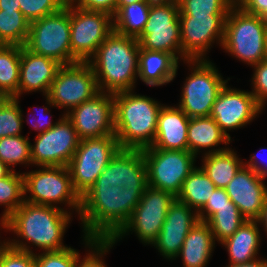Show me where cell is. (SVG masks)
Returning a JSON list of instances; mask_svg holds the SVG:
<instances>
[{"label": "cell", "instance_id": "obj_1", "mask_svg": "<svg viewBox=\"0 0 267 267\" xmlns=\"http://www.w3.org/2000/svg\"><path fill=\"white\" fill-rule=\"evenodd\" d=\"M143 193L116 184L95 183L81 197L83 235L111 240L127 223Z\"/></svg>", "mask_w": 267, "mask_h": 267}, {"label": "cell", "instance_id": "obj_2", "mask_svg": "<svg viewBox=\"0 0 267 267\" xmlns=\"http://www.w3.org/2000/svg\"><path fill=\"white\" fill-rule=\"evenodd\" d=\"M66 208L32 204L24 201L6 220L3 229L12 231L17 239L5 241L15 249L34 253L31 244L42 252L60 251L68 248L63 244L66 228L72 212ZM21 238L22 240H20ZM26 242H24V241Z\"/></svg>", "mask_w": 267, "mask_h": 267}, {"label": "cell", "instance_id": "obj_3", "mask_svg": "<svg viewBox=\"0 0 267 267\" xmlns=\"http://www.w3.org/2000/svg\"><path fill=\"white\" fill-rule=\"evenodd\" d=\"M139 52L135 37L113 30L87 61L94 71L99 92L115 94L134 90Z\"/></svg>", "mask_w": 267, "mask_h": 267}, {"label": "cell", "instance_id": "obj_4", "mask_svg": "<svg viewBox=\"0 0 267 267\" xmlns=\"http://www.w3.org/2000/svg\"><path fill=\"white\" fill-rule=\"evenodd\" d=\"M162 106L155 99L133 90L114 94L115 135L121 149L152 146Z\"/></svg>", "mask_w": 267, "mask_h": 267}, {"label": "cell", "instance_id": "obj_5", "mask_svg": "<svg viewBox=\"0 0 267 267\" xmlns=\"http://www.w3.org/2000/svg\"><path fill=\"white\" fill-rule=\"evenodd\" d=\"M267 21L246 13L235 4L229 11L221 47L229 54L253 66L266 60Z\"/></svg>", "mask_w": 267, "mask_h": 267}, {"label": "cell", "instance_id": "obj_6", "mask_svg": "<svg viewBox=\"0 0 267 267\" xmlns=\"http://www.w3.org/2000/svg\"><path fill=\"white\" fill-rule=\"evenodd\" d=\"M70 3L58 12L30 23L24 47L30 52L51 58L61 65L80 62L70 45Z\"/></svg>", "mask_w": 267, "mask_h": 267}, {"label": "cell", "instance_id": "obj_7", "mask_svg": "<svg viewBox=\"0 0 267 267\" xmlns=\"http://www.w3.org/2000/svg\"><path fill=\"white\" fill-rule=\"evenodd\" d=\"M23 176L24 201L56 207L63 203L69 207L67 209H75L79 216L81 197L74 190L68 167L39 166L38 170L24 172Z\"/></svg>", "mask_w": 267, "mask_h": 267}, {"label": "cell", "instance_id": "obj_8", "mask_svg": "<svg viewBox=\"0 0 267 267\" xmlns=\"http://www.w3.org/2000/svg\"><path fill=\"white\" fill-rule=\"evenodd\" d=\"M186 63L192 69L182 87L178 107L189 118L210 116L215 100L230 78L223 79L208 59L187 60Z\"/></svg>", "mask_w": 267, "mask_h": 267}, {"label": "cell", "instance_id": "obj_9", "mask_svg": "<svg viewBox=\"0 0 267 267\" xmlns=\"http://www.w3.org/2000/svg\"><path fill=\"white\" fill-rule=\"evenodd\" d=\"M115 134L101 138H84L79 142L69 165L74 190L82 197L120 150Z\"/></svg>", "mask_w": 267, "mask_h": 267}, {"label": "cell", "instance_id": "obj_10", "mask_svg": "<svg viewBox=\"0 0 267 267\" xmlns=\"http://www.w3.org/2000/svg\"><path fill=\"white\" fill-rule=\"evenodd\" d=\"M179 14L178 1L154 0L145 27L136 38L140 49L170 53L182 60Z\"/></svg>", "mask_w": 267, "mask_h": 267}, {"label": "cell", "instance_id": "obj_11", "mask_svg": "<svg viewBox=\"0 0 267 267\" xmlns=\"http://www.w3.org/2000/svg\"><path fill=\"white\" fill-rule=\"evenodd\" d=\"M99 93L96 77L88 62L62 65L45 96L49 107L65 108L67 114Z\"/></svg>", "mask_w": 267, "mask_h": 267}, {"label": "cell", "instance_id": "obj_12", "mask_svg": "<svg viewBox=\"0 0 267 267\" xmlns=\"http://www.w3.org/2000/svg\"><path fill=\"white\" fill-rule=\"evenodd\" d=\"M148 186L179 194L184 180L194 170L196 156L188 150L142 149Z\"/></svg>", "mask_w": 267, "mask_h": 267}, {"label": "cell", "instance_id": "obj_13", "mask_svg": "<svg viewBox=\"0 0 267 267\" xmlns=\"http://www.w3.org/2000/svg\"><path fill=\"white\" fill-rule=\"evenodd\" d=\"M175 199L176 197L169 192L148 186L127 223L110 241L115 244L132 231L143 244L152 245Z\"/></svg>", "mask_w": 267, "mask_h": 267}, {"label": "cell", "instance_id": "obj_14", "mask_svg": "<svg viewBox=\"0 0 267 267\" xmlns=\"http://www.w3.org/2000/svg\"><path fill=\"white\" fill-rule=\"evenodd\" d=\"M112 31L113 16L109 13L70 4L71 53L80 62H87Z\"/></svg>", "mask_w": 267, "mask_h": 267}, {"label": "cell", "instance_id": "obj_15", "mask_svg": "<svg viewBox=\"0 0 267 267\" xmlns=\"http://www.w3.org/2000/svg\"><path fill=\"white\" fill-rule=\"evenodd\" d=\"M30 145L32 166L67 167L79 146L80 138L71 121L62 115L57 124L35 137Z\"/></svg>", "mask_w": 267, "mask_h": 267}, {"label": "cell", "instance_id": "obj_16", "mask_svg": "<svg viewBox=\"0 0 267 267\" xmlns=\"http://www.w3.org/2000/svg\"><path fill=\"white\" fill-rule=\"evenodd\" d=\"M227 16L179 17L182 60H207L212 44L222 45Z\"/></svg>", "mask_w": 267, "mask_h": 267}, {"label": "cell", "instance_id": "obj_17", "mask_svg": "<svg viewBox=\"0 0 267 267\" xmlns=\"http://www.w3.org/2000/svg\"><path fill=\"white\" fill-rule=\"evenodd\" d=\"M65 115L73 124L80 139L101 138L115 134L114 94L99 92Z\"/></svg>", "mask_w": 267, "mask_h": 267}, {"label": "cell", "instance_id": "obj_18", "mask_svg": "<svg viewBox=\"0 0 267 267\" xmlns=\"http://www.w3.org/2000/svg\"><path fill=\"white\" fill-rule=\"evenodd\" d=\"M262 110L250 91L233 89L226 84L215 100L210 116L231 140L227 131L250 124Z\"/></svg>", "mask_w": 267, "mask_h": 267}, {"label": "cell", "instance_id": "obj_19", "mask_svg": "<svg viewBox=\"0 0 267 267\" xmlns=\"http://www.w3.org/2000/svg\"><path fill=\"white\" fill-rule=\"evenodd\" d=\"M95 183L116 184L130 191H145L148 176L142 149H120Z\"/></svg>", "mask_w": 267, "mask_h": 267}, {"label": "cell", "instance_id": "obj_20", "mask_svg": "<svg viewBox=\"0 0 267 267\" xmlns=\"http://www.w3.org/2000/svg\"><path fill=\"white\" fill-rule=\"evenodd\" d=\"M198 221L200 220L195 210L175 199L168 209L162 229L152 246L165 259H176L186 236Z\"/></svg>", "mask_w": 267, "mask_h": 267}, {"label": "cell", "instance_id": "obj_21", "mask_svg": "<svg viewBox=\"0 0 267 267\" xmlns=\"http://www.w3.org/2000/svg\"><path fill=\"white\" fill-rule=\"evenodd\" d=\"M251 168L243 166L224 188L246 220H258L267 198V186Z\"/></svg>", "mask_w": 267, "mask_h": 267}, {"label": "cell", "instance_id": "obj_22", "mask_svg": "<svg viewBox=\"0 0 267 267\" xmlns=\"http://www.w3.org/2000/svg\"><path fill=\"white\" fill-rule=\"evenodd\" d=\"M61 66L59 62L36 55L21 46L20 80L18 92L13 98H19L23 93L36 91L43 92L46 96Z\"/></svg>", "mask_w": 267, "mask_h": 267}, {"label": "cell", "instance_id": "obj_23", "mask_svg": "<svg viewBox=\"0 0 267 267\" xmlns=\"http://www.w3.org/2000/svg\"><path fill=\"white\" fill-rule=\"evenodd\" d=\"M190 118L178 106L163 105L158 114L154 149L188 150L187 130Z\"/></svg>", "mask_w": 267, "mask_h": 267}, {"label": "cell", "instance_id": "obj_24", "mask_svg": "<svg viewBox=\"0 0 267 267\" xmlns=\"http://www.w3.org/2000/svg\"><path fill=\"white\" fill-rule=\"evenodd\" d=\"M179 61L170 53L140 49L138 77L148 86H163L174 80Z\"/></svg>", "mask_w": 267, "mask_h": 267}, {"label": "cell", "instance_id": "obj_25", "mask_svg": "<svg viewBox=\"0 0 267 267\" xmlns=\"http://www.w3.org/2000/svg\"><path fill=\"white\" fill-rule=\"evenodd\" d=\"M187 138L188 151L196 157L201 152L200 150L209 149L204 154L227 150L229 147L217 148V146L221 143L229 145L231 141L211 116L190 118Z\"/></svg>", "mask_w": 267, "mask_h": 267}, {"label": "cell", "instance_id": "obj_26", "mask_svg": "<svg viewBox=\"0 0 267 267\" xmlns=\"http://www.w3.org/2000/svg\"><path fill=\"white\" fill-rule=\"evenodd\" d=\"M215 240L207 222L198 221L186 236L177 257L184 267H206L212 256Z\"/></svg>", "mask_w": 267, "mask_h": 267}, {"label": "cell", "instance_id": "obj_27", "mask_svg": "<svg viewBox=\"0 0 267 267\" xmlns=\"http://www.w3.org/2000/svg\"><path fill=\"white\" fill-rule=\"evenodd\" d=\"M259 223L246 220L240 228L220 244L227 249L229 264H242L256 259L261 242Z\"/></svg>", "mask_w": 267, "mask_h": 267}, {"label": "cell", "instance_id": "obj_28", "mask_svg": "<svg viewBox=\"0 0 267 267\" xmlns=\"http://www.w3.org/2000/svg\"><path fill=\"white\" fill-rule=\"evenodd\" d=\"M203 155V163L200 167L208 175L216 188L224 189L235 174L244 166V161L240 160L237 153L231 148Z\"/></svg>", "mask_w": 267, "mask_h": 267}, {"label": "cell", "instance_id": "obj_29", "mask_svg": "<svg viewBox=\"0 0 267 267\" xmlns=\"http://www.w3.org/2000/svg\"><path fill=\"white\" fill-rule=\"evenodd\" d=\"M216 186L201 167H195L184 180L176 199L187 204L197 213L212 196Z\"/></svg>", "mask_w": 267, "mask_h": 267}, {"label": "cell", "instance_id": "obj_30", "mask_svg": "<svg viewBox=\"0 0 267 267\" xmlns=\"http://www.w3.org/2000/svg\"><path fill=\"white\" fill-rule=\"evenodd\" d=\"M152 2L140 1L122 6L113 16V30L119 34L137 38L148 20Z\"/></svg>", "mask_w": 267, "mask_h": 267}, {"label": "cell", "instance_id": "obj_31", "mask_svg": "<svg viewBox=\"0 0 267 267\" xmlns=\"http://www.w3.org/2000/svg\"><path fill=\"white\" fill-rule=\"evenodd\" d=\"M21 46L0 45V89L9 97L18 92Z\"/></svg>", "mask_w": 267, "mask_h": 267}, {"label": "cell", "instance_id": "obj_32", "mask_svg": "<svg viewBox=\"0 0 267 267\" xmlns=\"http://www.w3.org/2000/svg\"><path fill=\"white\" fill-rule=\"evenodd\" d=\"M30 23L20 11L0 10V45L24 46Z\"/></svg>", "mask_w": 267, "mask_h": 267}, {"label": "cell", "instance_id": "obj_33", "mask_svg": "<svg viewBox=\"0 0 267 267\" xmlns=\"http://www.w3.org/2000/svg\"><path fill=\"white\" fill-rule=\"evenodd\" d=\"M246 221L238 207L232 202L219 208L206 222L209 224L214 240L223 242L232 236Z\"/></svg>", "mask_w": 267, "mask_h": 267}, {"label": "cell", "instance_id": "obj_34", "mask_svg": "<svg viewBox=\"0 0 267 267\" xmlns=\"http://www.w3.org/2000/svg\"><path fill=\"white\" fill-rule=\"evenodd\" d=\"M24 202V176L15 170L0 179V205L4 206V212L0 218V227L3 228V221L6 220Z\"/></svg>", "mask_w": 267, "mask_h": 267}, {"label": "cell", "instance_id": "obj_35", "mask_svg": "<svg viewBox=\"0 0 267 267\" xmlns=\"http://www.w3.org/2000/svg\"><path fill=\"white\" fill-rule=\"evenodd\" d=\"M29 137L3 136L0 141V160L12 171L18 164L32 165ZM12 167V168H11Z\"/></svg>", "mask_w": 267, "mask_h": 267}, {"label": "cell", "instance_id": "obj_36", "mask_svg": "<svg viewBox=\"0 0 267 267\" xmlns=\"http://www.w3.org/2000/svg\"><path fill=\"white\" fill-rule=\"evenodd\" d=\"M179 17L227 16L236 0H178Z\"/></svg>", "mask_w": 267, "mask_h": 267}, {"label": "cell", "instance_id": "obj_37", "mask_svg": "<svg viewBox=\"0 0 267 267\" xmlns=\"http://www.w3.org/2000/svg\"><path fill=\"white\" fill-rule=\"evenodd\" d=\"M19 98L10 97L0 106V134L3 136L21 135L23 114Z\"/></svg>", "mask_w": 267, "mask_h": 267}, {"label": "cell", "instance_id": "obj_38", "mask_svg": "<svg viewBox=\"0 0 267 267\" xmlns=\"http://www.w3.org/2000/svg\"><path fill=\"white\" fill-rule=\"evenodd\" d=\"M20 12L29 23L60 11L68 0H18Z\"/></svg>", "mask_w": 267, "mask_h": 267}, {"label": "cell", "instance_id": "obj_39", "mask_svg": "<svg viewBox=\"0 0 267 267\" xmlns=\"http://www.w3.org/2000/svg\"><path fill=\"white\" fill-rule=\"evenodd\" d=\"M80 253L68 247L60 251L35 253V267H77Z\"/></svg>", "mask_w": 267, "mask_h": 267}, {"label": "cell", "instance_id": "obj_40", "mask_svg": "<svg viewBox=\"0 0 267 267\" xmlns=\"http://www.w3.org/2000/svg\"><path fill=\"white\" fill-rule=\"evenodd\" d=\"M83 241L86 247L89 248V252L84 255L81 261V256L78 258L77 267H107L104 263L103 256H105L115 245L110 240H96L83 235ZM91 249V251H90Z\"/></svg>", "mask_w": 267, "mask_h": 267}, {"label": "cell", "instance_id": "obj_41", "mask_svg": "<svg viewBox=\"0 0 267 267\" xmlns=\"http://www.w3.org/2000/svg\"><path fill=\"white\" fill-rule=\"evenodd\" d=\"M0 267H35V253L15 249L4 240L0 244Z\"/></svg>", "mask_w": 267, "mask_h": 267}, {"label": "cell", "instance_id": "obj_42", "mask_svg": "<svg viewBox=\"0 0 267 267\" xmlns=\"http://www.w3.org/2000/svg\"><path fill=\"white\" fill-rule=\"evenodd\" d=\"M252 67H254V74L251 81L253 89L250 92L256 101L265 108L264 106L267 103V60L256 63Z\"/></svg>", "mask_w": 267, "mask_h": 267}, {"label": "cell", "instance_id": "obj_43", "mask_svg": "<svg viewBox=\"0 0 267 267\" xmlns=\"http://www.w3.org/2000/svg\"><path fill=\"white\" fill-rule=\"evenodd\" d=\"M232 203L225 189L215 188L204 207L198 212L200 221L206 222L219 208Z\"/></svg>", "mask_w": 267, "mask_h": 267}, {"label": "cell", "instance_id": "obj_44", "mask_svg": "<svg viewBox=\"0 0 267 267\" xmlns=\"http://www.w3.org/2000/svg\"><path fill=\"white\" fill-rule=\"evenodd\" d=\"M68 2L81 9L103 11L111 16L116 13L117 0H68Z\"/></svg>", "mask_w": 267, "mask_h": 267}, {"label": "cell", "instance_id": "obj_45", "mask_svg": "<svg viewBox=\"0 0 267 267\" xmlns=\"http://www.w3.org/2000/svg\"><path fill=\"white\" fill-rule=\"evenodd\" d=\"M246 13L257 15L267 21V0H236Z\"/></svg>", "mask_w": 267, "mask_h": 267}, {"label": "cell", "instance_id": "obj_46", "mask_svg": "<svg viewBox=\"0 0 267 267\" xmlns=\"http://www.w3.org/2000/svg\"><path fill=\"white\" fill-rule=\"evenodd\" d=\"M260 151L262 152V149H260ZM259 159L260 158H258V155H256V154L251 155L249 161L244 162V166L247 168H251L261 178L265 179L267 177V162H266V160L264 161L263 159H261V163H260Z\"/></svg>", "mask_w": 267, "mask_h": 267}, {"label": "cell", "instance_id": "obj_47", "mask_svg": "<svg viewBox=\"0 0 267 267\" xmlns=\"http://www.w3.org/2000/svg\"><path fill=\"white\" fill-rule=\"evenodd\" d=\"M47 107L48 106H43V108H42L43 111L42 110L40 111L42 117H45L46 118V115L50 113V110ZM35 120H34L35 121L34 123H33V121L31 122V125H32V128L35 131H38V133L45 132V131L49 130L50 128H52L54 125L57 124V122L52 123V121H50V120L49 121L48 120H45V119L43 120V118H41V117L38 118V119H35ZM27 123L30 124V122H28V121H27Z\"/></svg>", "mask_w": 267, "mask_h": 267}, {"label": "cell", "instance_id": "obj_48", "mask_svg": "<svg viewBox=\"0 0 267 267\" xmlns=\"http://www.w3.org/2000/svg\"><path fill=\"white\" fill-rule=\"evenodd\" d=\"M226 267H267V259H262L260 257L252 260V261H249V262H245V263H242V264H229L228 266Z\"/></svg>", "mask_w": 267, "mask_h": 267}, {"label": "cell", "instance_id": "obj_49", "mask_svg": "<svg viewBox=\"0 0 267 267\" xmlns=\"http://www.w3.org/2000/svg\"><path fill=\"white\" fill-rule=\"evenodd\" d=\"M0 10L20 11V2L18 0H0Z\"/></svg>", "mask_w": 267, "mask_h": 267}, {"label": "cell", "instance_id": "obj_50", "mask_svg": "<svg viewBox=\"0 0 267 267\" xmlns=\"http://www.w3.org/2000/svg\"><path fill=\"white\" fill-rule=\"evenodd\" d=\"M257 221L259 225H263L262 227H264V231L267 233V198L264 202L260 218Z\"/></svg>", "mask_w": 267, "mask_h": 267}, {"label": "cell", "instance_id": "obj_51", "mask_svg": "<svg viewBox=\"0 0 267 267\" xmlns=\"http://www.w3.org/2000/svg\"><path fill=\"white\" fill-rule=\"evenodd\" d=\"M140 1H154V0H117L116 3V12L122 7V6H128L133 3H137Z\"/></svg>", "mask_w": 267, "mask_h": 267}, {"label": "cell", "instance_id": "obj_52", "mask_svg": "<svg viewBox=\"0 0 267 267\" xmlns=\"http://www.w3.org/2000/svg\"><path fill=\"white\" fill-rule=\"evenodd\" d=\"M12 170L0 160V179L7 176Z\"/></svg>", "mask_w": 267, "mask_h": 267}, {"label": "cell", "instance_id": "obj_53", "mask_svg": "<svg viewBox=\"0 0 267 267\" xmlns=\"http://www.w3.org/2000/svg\"><path fill=\"white\" fill-rule=\"evenodd\" d=\"M10 97L0 89V106Z\"/></svg>", "mask_w": 267, "mask_h": 267}, {"label": "cell", "instance_id": "obj_54", "mask_svg": "<svg viewBox=\"0 0 267 267\" xmlns=\"http://www.w3.org/2000/svg\"><path fill=\"white\" fill-rule=\"evenodd\" d=\"M265 45H266V60H267V29H266V39H265Z\"/></svg>", "mask_w": 267, "mask_h": 267}, {"label": "cell", "instance_id": "obj_55", "mask_svg": "<svg viewBox=\"0 0 267 267\" xmlns=\"http://www.w3.org/2000/svg\"><path fill=\"white\" fill-rule=\"evenodd\" d=\"M160 1H178V0H160Z\"/></svg>", "mask_w": 267, "mask_h": 267}]
</instances>
